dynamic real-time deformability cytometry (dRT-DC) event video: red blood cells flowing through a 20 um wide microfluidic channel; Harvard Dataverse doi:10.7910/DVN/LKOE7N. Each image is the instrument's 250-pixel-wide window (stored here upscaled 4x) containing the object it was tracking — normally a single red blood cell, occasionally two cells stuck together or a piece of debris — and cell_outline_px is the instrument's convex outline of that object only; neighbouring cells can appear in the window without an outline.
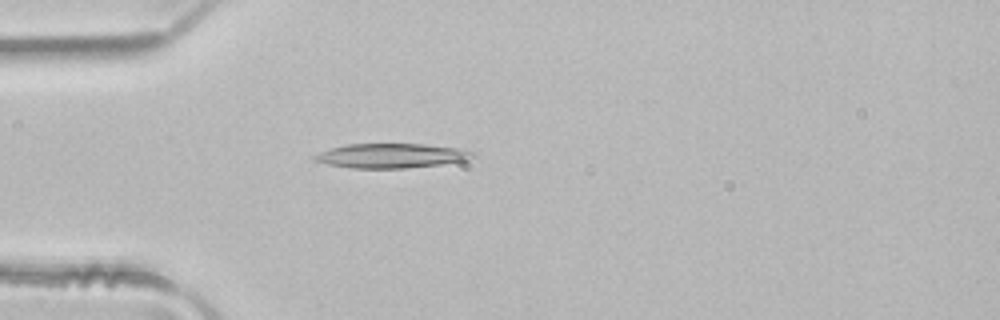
{"species": "common noctule bat (a hibernating species)", "species_latin": "Nyctalus noctula", "temperature_condition": "room temperature", "stored_images_in_passage": 41, "camera_frame_rate_fps": 3000, "um_per_image_px": 0.085, "animal": {"sex": "male", "body_mass_g": 21.5, "forearm_length_mm": 52.0}, "frame": {"image": 1, "passage_image": 6, "time_ms": 1.667, "image_size_px": [1000, 320], "cell_outline_px": [[476, 156], [468, 160], [440, 164], [404, 168], [352, 168], [328, 164], [312, 160], [312, 156], [320, 152], [332, 148], [348, 144], [424, 144], [460, 148], [476, 152]], "centroid_in_image_um": [33.3, 13.23], "position_along_channel_um": 51.7, "area_um2": 22.54}}
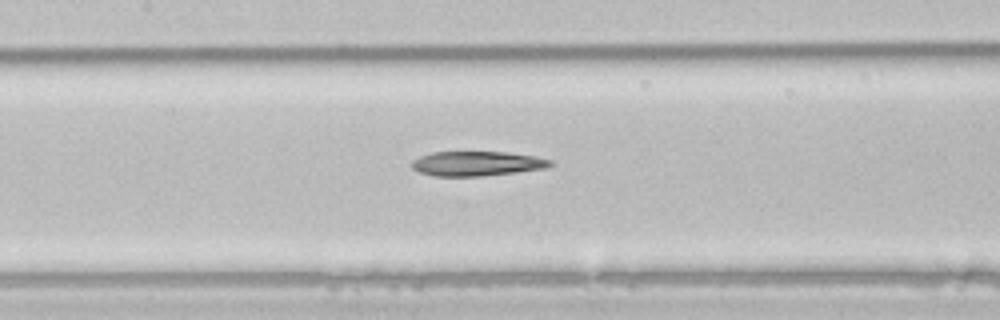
{"frame": {"image": 2, "passage_image": 15, "time_ms": 4.667, "image_size_px": [1000, 320], "cell_outline_px": [[556, 164], [548, 168], [516, 172], [480, 176], [432, 176], [420, 172], [412, 168], [408, 164], [412, 160], [420, 156], [432, 152], [508, 152], [536, 156], [552, 160]], "centroid_in_image_um": [40.55, 13.9], "position_along_channel_um": 166.8, "area_um2": 20.17}}
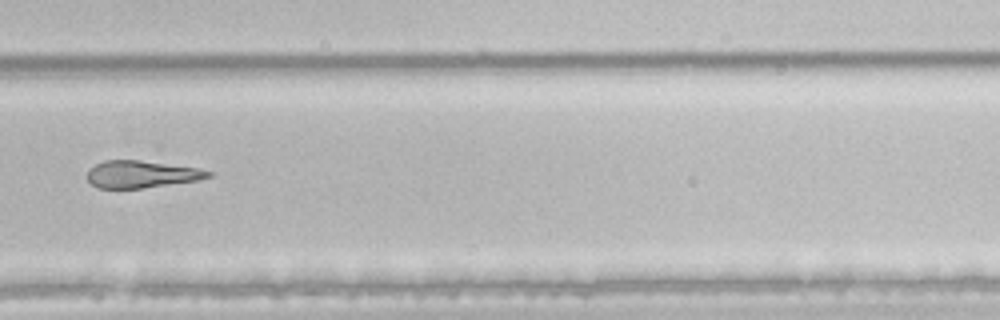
{"frame": {"image": 3, "passage_image": 26, "time_ms": 8.333, "image_size_px": [1000, 320], "cell_outline_px": [[212, 176], [200, 180], [140, 188], [96, 188], [88, 180], [88, 168], [104, 160], [140, 160], [196, 168], [212, 172]], "centroid_in_image_um": [12.0, 14.81], "position_along_channel_um": 317.8, "area_um2": 19.02}}